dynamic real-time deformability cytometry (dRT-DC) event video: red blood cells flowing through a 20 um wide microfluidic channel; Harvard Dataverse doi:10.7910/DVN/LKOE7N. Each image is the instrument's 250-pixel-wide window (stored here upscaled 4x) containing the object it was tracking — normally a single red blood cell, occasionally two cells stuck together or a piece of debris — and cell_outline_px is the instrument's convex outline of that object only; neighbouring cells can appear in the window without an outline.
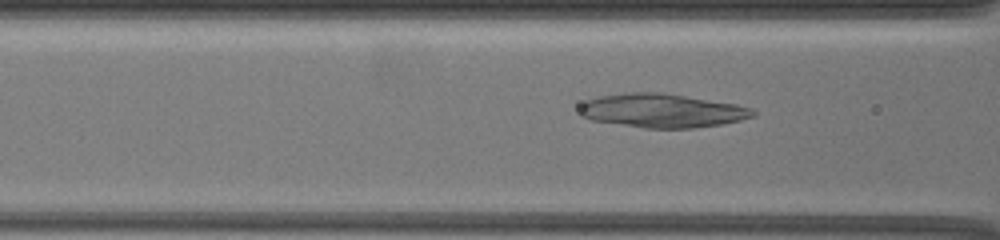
{"species": "common noctule bat (a hibernating species)", "species_latin": "Nyctalus noctula", "temperature_condition": "warm", "stored_images_in_passage": 49, "camera_frame_rate_fps": 3000, "um_per_image_px": 0.085, "animal": {"sex": "female", "body_mass_g": 19.5, "forearm_length_mm": 54.1}, "frame": {"image": 1, "passage_image": 12, "time_ms": 2.0, "image_size_px": [1000, 240], "cell_outline_px": [[756, 116], [740, 120], [720, 124], [692, 128], [644, 128], [592, 120], [580, 116], [580, 104], [588, 100], [600, 96], [628, 92], [664, 92], [736, 104], [752, 108], [756, 112]], "centroid_in_image_um": [56.28, 9.4], "position_along_channel_um": 110.3, "area_um2": 34.22}}
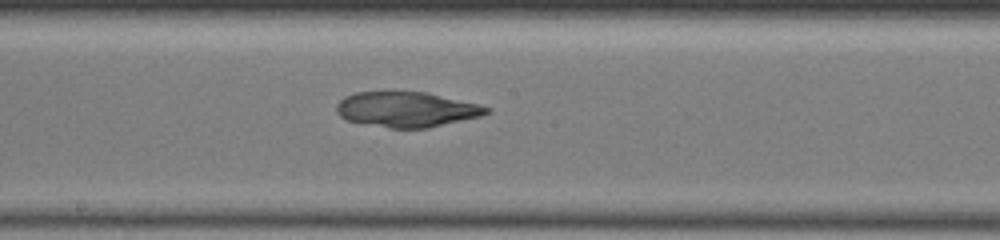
{"frame": {"image": 2, "passage_image": 31, "time_ms": 5.0, "image_size_px": [1000, 240], "cell_outline_px": [[492, 112], [480, 116], [428, 128], [388, 128], [344, 120], [336, 112], [336, 104], [344, 96], [356, 92], [428, 92], [480, 104], [492, 108]], "centroid_in_image_um": [34.57, 9.3], "position_along_channel_um": 213.6, "area_um2": 31.04}}
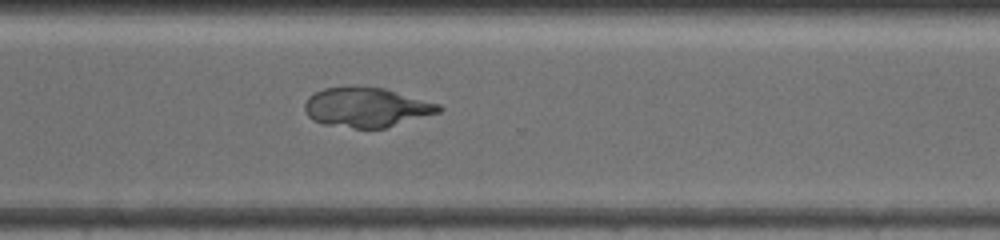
{"frame": {"image": 3, "passage_image": 48, "time_ms": 8.667, "image_size_px": [1000, 240], "cell_outline_px": [[444, 108], [440, 112], [384, 128], [352, 128], [324, 124], [312, 120], [308, 116], [304, 108], [304, 104], [308, 96], [324, 88], [384, 88], [440, 104]], "centroid_in_image_um": [31.15, 9.14], "position_along_channel_um": 339.5, "area_um2": 30.46}}